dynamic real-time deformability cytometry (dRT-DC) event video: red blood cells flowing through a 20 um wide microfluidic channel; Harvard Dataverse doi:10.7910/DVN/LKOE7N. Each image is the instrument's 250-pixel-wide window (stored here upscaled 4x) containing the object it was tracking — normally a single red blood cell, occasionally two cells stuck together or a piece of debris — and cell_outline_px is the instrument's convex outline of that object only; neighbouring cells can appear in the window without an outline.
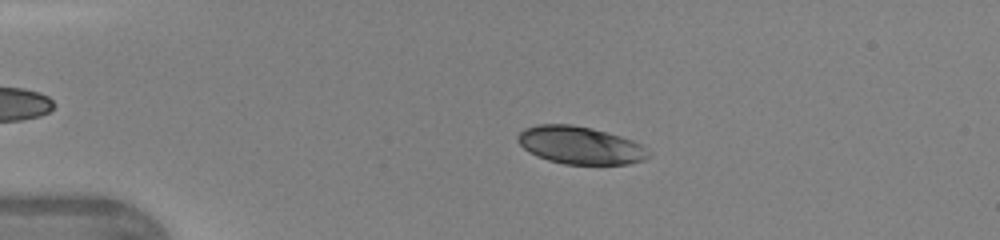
{"species": "human", "species_latin": "Homo sapiens", "temperature_condition": "warm", "stored_images_in_passage": 45, "camera_frame_rate_fps": 3000, "um_per_image_px": 0.085, "donor": {"sex": "female"}, "frame": {"image": 1, "passage_image": 9, "time_ms": 2.667, "image_size_px": [1000, 240], "cell_outline_px": [[652, 152], [644, 160], [628, 164], [564, 164], [548, 160], [536, 156], [528, 152], [516, 140], [516, 136], [524, 128], [536, 124], [572, 124], [592, 128], [620, 136], [632, 140], [640, 144]], "centroid_in_image_um": [49.28, 12.34], "position_along_channel_um": 35.7, "area_um2": 28.84}}
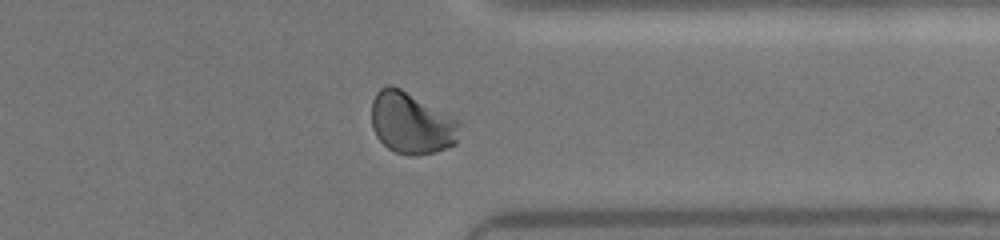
{"frame": {"image": 2, "passage_image": 36, "time_ms": 11.667, "image_size_px": [1000, 240], "cell_outline_px": [[460, 124], [456, 144], [448, 148], [436, 152], [416, 156], [408, 156], [396, 152], [388, 148], [376, 136], [372, 128], [372, 100], [376, 92], [380, 88], [388, 84], [392, 84], [400, 88], [456, 120]], "centroid_in_image_um": [34.93, 10.49], "position_along_channel_um": 376.5, "area_um2": 31.39}}
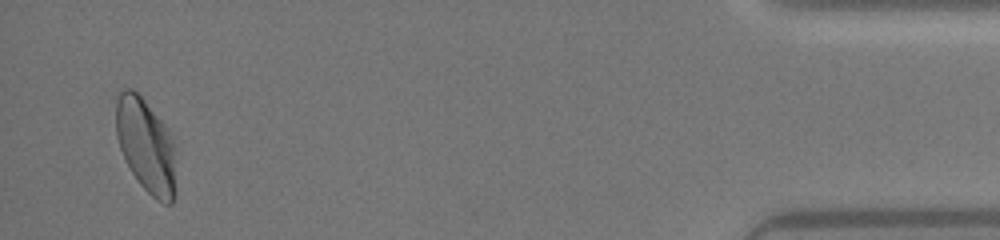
{"frame": {"image": 3, "passage_image": 44, "time_ms": 14.333, "image_size_px": [1000, 240], "cell_outline_px": [[176, 192], [172, 204], [164, 204], [156, 200], [140, 184], [132, 172], [120, 148], [116, 136], [116, 96], [124, 88], [132, 88], [140, 96], [160, 120], [172, 136]], "centroid_in_image_um": [12.4, 12.4], "position_along_channel_um": 422.8, "area_um2": 32.48}, "authors_computed_cell_mechanics": {"area_um2": 30.1138, "velocity_mm_per_s": 4.3381, "shape_relaxation_time_tau1_ms": 2.9818, "shape_relaxation_time_tau2_ms": null, "deformation_change_tau1": 0.1405, "deformation_change_tau2": null}}